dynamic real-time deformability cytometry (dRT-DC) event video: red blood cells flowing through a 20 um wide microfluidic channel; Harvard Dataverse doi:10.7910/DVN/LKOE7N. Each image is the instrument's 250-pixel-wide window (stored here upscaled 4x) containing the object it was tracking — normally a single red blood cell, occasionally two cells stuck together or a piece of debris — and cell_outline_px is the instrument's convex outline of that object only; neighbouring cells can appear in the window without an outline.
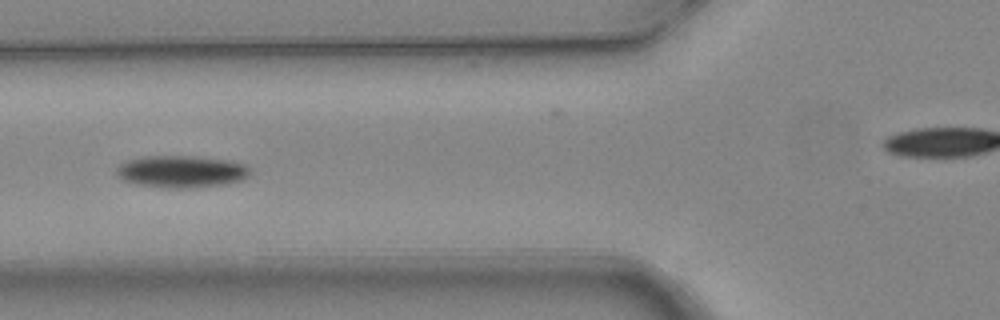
{"species": "common noctule bat (a hibernating species)", "species_latin": "Nyctalus noctula", "temperature_condition": "warm", "stored_images_in_passage": 5, "camera_frame_rate_fps": 3000, "um_per_image_px": 0.085, "animal": {"sex": "female", "body_mass_g": 24.6, "forearm_length_mm": 56.2}, "frame": {"image": 1, "passage_image": 5, "time_ms": 1.333, "image_size_px": [1000, 320], "cell_outline_px": [[252, 172], [248, 176], [240, 180], [224, 184], [192, 188], [168, 188], [136, 184], [124, 180], [116, 176], [116, 168], [120, 164], [128, 160], [144, 156], [196, 156], [232, 160], [244, 164]], "centroid_in_image_um": [15.42, 14.57], "position_along_channel_um": 110.4, "area_um2": 25.14}}